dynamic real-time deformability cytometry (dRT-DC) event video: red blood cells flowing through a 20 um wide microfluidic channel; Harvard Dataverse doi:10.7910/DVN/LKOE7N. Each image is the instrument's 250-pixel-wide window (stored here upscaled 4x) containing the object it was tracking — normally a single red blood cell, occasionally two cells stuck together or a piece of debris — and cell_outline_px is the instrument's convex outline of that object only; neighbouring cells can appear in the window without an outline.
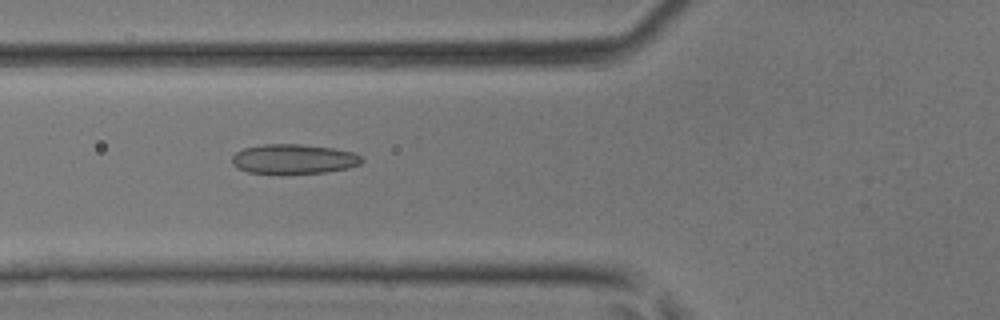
{"species": "common noctule bat (a hibernating species)", "species_latin": "Nyctalus noctula", "temperature_condition": "room temperature", "stored_images_in_passage": 35, "camera_frame_rate_fps": 3000, "um_per_image_px": 0.085, "animal": {"sex": "male", "body_mass_g": 17.9, "forearm_length_mm": 54.2}, "frame": {"image": 1, "passage_image": 7, "time_ms": 2.0, "image_size_px": [1000, 320], "cell_outline_px": [[364, 160], [360, 164], [348, 168], [328, 172], [280, 176], [248, 172], [236, 168], [232, 164], [232, 156], [236, 152], [244, 148], [264, 144], [300, 144], [332, 148], [352, 152], [360, 156]], "centroid_in_image_um": [24.92, 13.56], "position_along_channel_um": 100.9, "area_um2": 23.18}}
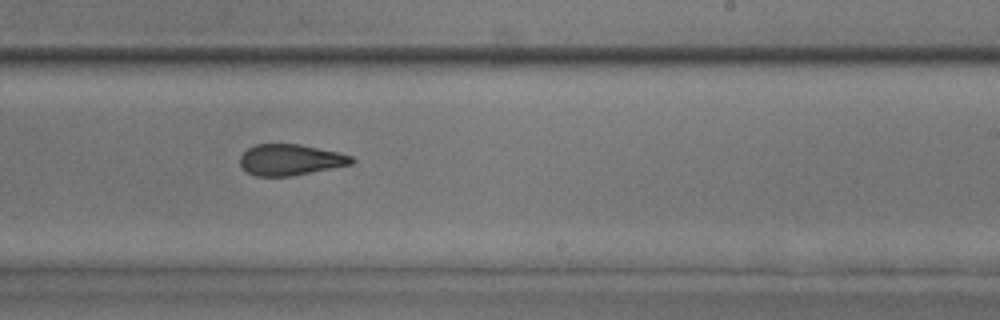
{"frame": {"image": 2, "passage_image": 18, "time_ms": 5.667, "image_size_px": [1000, 320], "cell_outline_px": [[356, 160], [352, 164], [292, 176], [256, 176], [248, 172], [240, 164], [240, 156], [248, 148], [256, 144], [300, 144], [340, 152], [352, 156]], "centroid_in_image_um": [24.71, 13.57], "position_along_channel_um": 264.3, "area_um2": 20.23}}
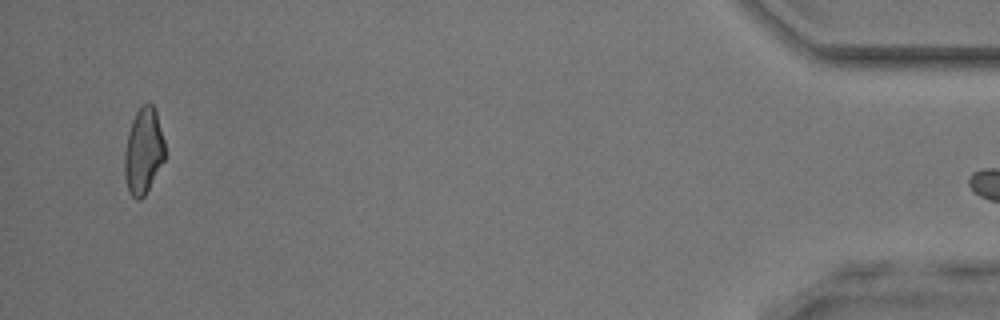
{"frame": {"image": 3, "passage_image": 34, "time_ms": 11.0, "image_size_px": [1000, 320], "cell_outline_px": [[164, 160], [144, 196], [140, 200], [136, 200], [132, 196], [128, 188], [124, 176], [124, 152], [128, 132], [132, 120], [136, 112], [148, 100], [156, 108], [164, 140]], "centroid_in_image_um": [12.19, 12.81], "position_along_channel_um": 423.0, "area_um2": 20.29}}